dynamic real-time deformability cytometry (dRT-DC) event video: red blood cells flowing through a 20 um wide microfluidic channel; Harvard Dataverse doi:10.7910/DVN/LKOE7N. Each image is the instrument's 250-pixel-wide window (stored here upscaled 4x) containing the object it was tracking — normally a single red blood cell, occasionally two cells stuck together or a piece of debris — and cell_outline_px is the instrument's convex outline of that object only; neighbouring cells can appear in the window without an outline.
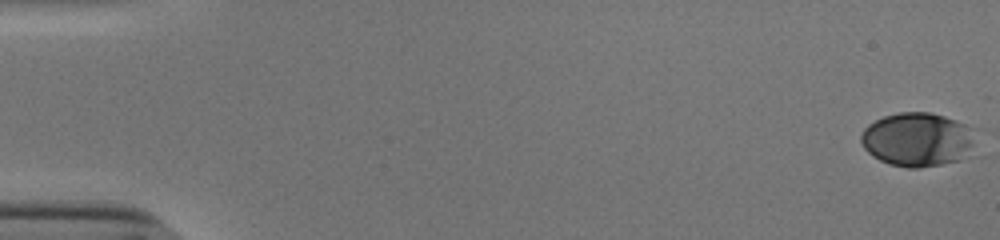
{"species": "human", "species_latin": "Homo sapiens", "temperature_condition": "cold", "stored_images_in_passage": 55, "camera_frame_rate_fps": 3000, "um_per_image_px": 0.085, "donor": {"sex": "male"}, "frame": {"image": 1, "passage_image": 1, "time_ms": 0.0, "image_size_px": [1000, 240], "cell_outline_px": [[980, 156], [940, 164], [916, 168], [908, 168], [888, 164], [872, 156], [864, 148], [860, 140], [860, 136], [864, 128], [868, 124], [884, 116], [896, 112], [932, 112], [980, 128]], "centroid_in_image_um": [78.22, 11.87], "position_along_channel_um": 6.8, "area_um2": 38.21}}
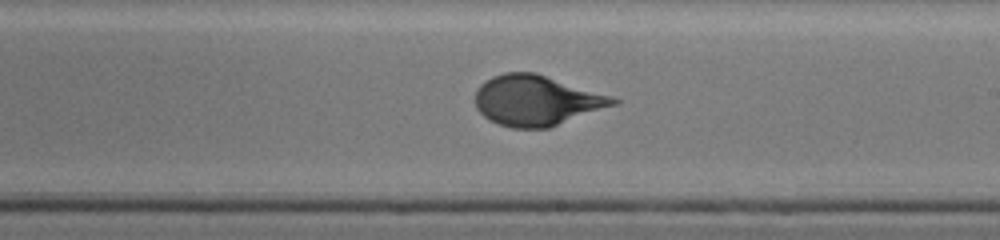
{"frame": {"image": 2, "passage_image": 33, "time_ms": 10.667, "image_size_px": [1000, 240], "cell_outline_px": [[620, 104], [548, 128], [512, 128], [500, 124], [484, 116], [476, 108], [476, 88], [480, 84], [492, 76], [504, 72], [536, 72], [612, 96], [620, 100]], "centroid_in_image_um": [45.63, 8.53], "position_along_channel_um": 243.4, "area_um2": 40.63}}
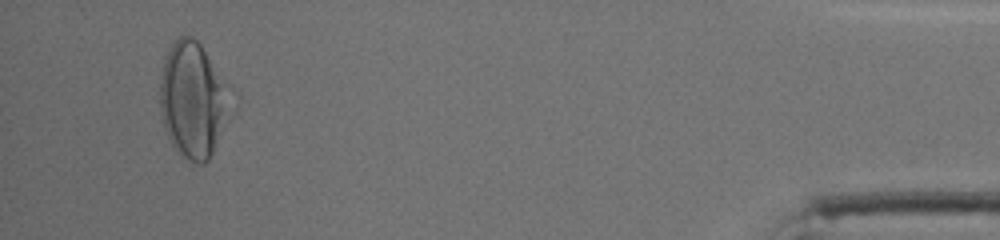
{"frame": {"image": 3, "passage_image": 52, "time_ms": 17.0, "image_size_px": [1000, 240], "cell_outline_px": [[224, 112], [212, 152], [208, 160], [204, 164], [196, 164], [180, 156], [176, 152], [164, 128], [160, 108], [160, 76], [164, 56], [172, 44], [180, 36], [192, 36], [200, 44], [224, 84]], "centroid_in_image_um": [16.23, 8.49], "position_along_channel_um": 419.0, "area_um2": 44.97}, "authors_computed_cell_mechanics": {"area_um2": 39.7086, "velocity_mm_per_s": 3.8436, "shape_relaxation_time_tau1_ms": 4.0621, "shape_relaxation_time_tau2_ms": null, "deformation_change_tau1": 0.1821, "deformation_change_tau2": null}}